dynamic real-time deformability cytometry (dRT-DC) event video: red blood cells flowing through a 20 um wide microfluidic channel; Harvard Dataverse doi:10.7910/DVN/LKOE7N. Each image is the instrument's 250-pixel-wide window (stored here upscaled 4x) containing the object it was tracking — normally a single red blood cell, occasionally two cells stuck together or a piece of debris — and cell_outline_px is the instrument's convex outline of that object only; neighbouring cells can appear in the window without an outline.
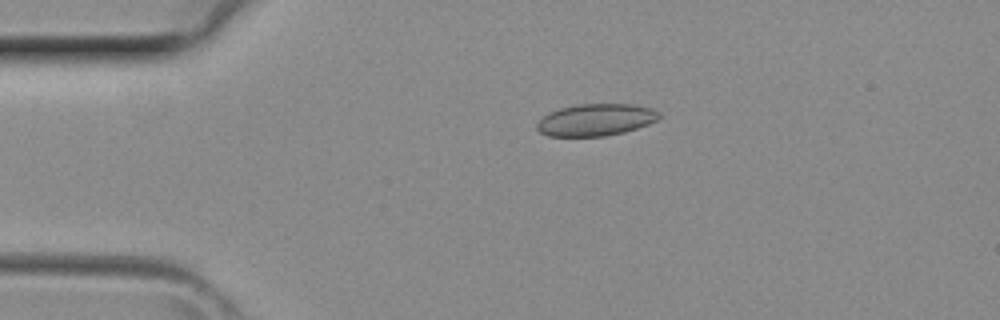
{"species": "common noctule bat (a hibernating species)", "species_latin": "Nyctalus noctula", "temperature_condition": "room temperature", "stored_images_in_passage": 3, "camera_frame_rate_fps": 3000, "um_per_image_px": 0.085, "animal": {"sex": "female", "body_mass_g": 29.2, "forearm_length_mm": 56.3}, "frame": {"image": 1, "passage_image": 1, "time_ms": 0.0, "image_size_px": [1000, 320], "cell_outline_px": [[660, 116], [656, 120], [648, 124], [624, 132], [604, 136], [548, 136], [540, 132], [536, 128], [536, 124], [544, 116], [560, 108], [580, 104], [632, 104], [652, 108], [660, 112]], "centroid_in_image_um": [50.66, 10.18], "position_along_channel_um": 34.3, "area_um2": 22.6}}